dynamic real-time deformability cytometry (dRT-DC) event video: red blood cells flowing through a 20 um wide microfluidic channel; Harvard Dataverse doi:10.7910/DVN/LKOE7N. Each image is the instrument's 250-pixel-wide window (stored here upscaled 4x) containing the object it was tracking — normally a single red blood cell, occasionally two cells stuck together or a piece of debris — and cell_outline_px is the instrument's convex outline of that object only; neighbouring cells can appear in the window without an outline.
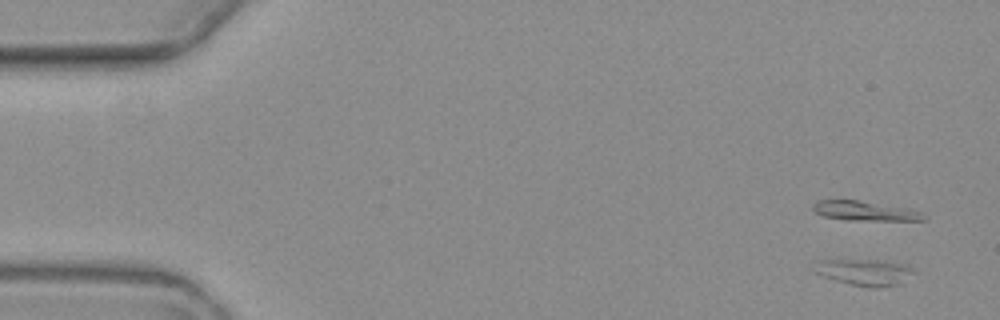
{"species": "common noctule bat (a hibernating species)", "species_latin": "Nyctalus noctula", "temperature_condition": "warm", "stored_images_in_passage": 4, "camera_frame_rate_fps": 3000, "um_per_image_px": 0.085, "animal": {"sex": "female", "body_mass_g": 19.3, "forearm_length_mm": 54.1}, "frame": {"image": 1, "passage_image": 1, "time_ms": 0.0, "image_size_px": [1000, 320], "cell_outline_px": [[916, 272], [900, 284], [876, 288], [868, 288], [820, 276], [812, 272], [812, 268], [816, 260], [836, 256], [884, 260], [908, 264]], "centroid_in_image_um": [73.38, 23.06], "position_along_channel_um": 11.6, "area_um2": 16.7}}